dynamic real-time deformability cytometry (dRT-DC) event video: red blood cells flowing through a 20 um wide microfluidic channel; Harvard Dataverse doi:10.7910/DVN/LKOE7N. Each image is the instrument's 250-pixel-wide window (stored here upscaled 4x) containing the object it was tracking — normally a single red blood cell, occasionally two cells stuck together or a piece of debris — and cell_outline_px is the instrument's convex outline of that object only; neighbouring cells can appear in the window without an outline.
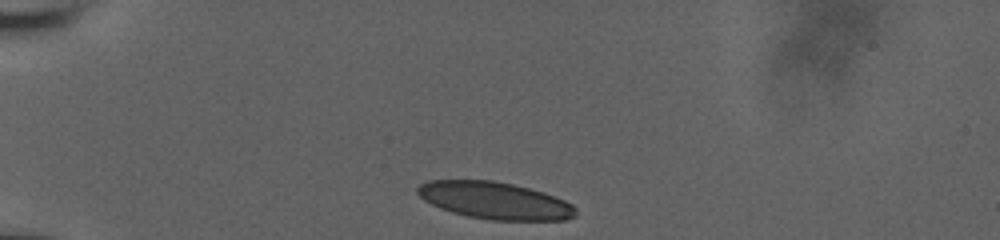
{"species": "human", "species_latin": "Homo sapiens", "temperature_condition": "room temperature", "stored_images_in_passage": 31, "camera_frame_rate_fps": 3000, "um_per_image_px": 0.085, "donor": {"sex": "male"}, "frame": {"image": 1, "passage_image": 1, "time_ms": 0.0, "image_size_px": [1000, 240], "cell_outline_px": [[576, 216], [564, 220], [492, 220], [468, 216], [452, 212], [440, 208], [424, 200], [416, 192], [416, 188], [420, 184], [428, 180], [492, 180], [512, 184], [544, 192], [564, 200], [572, 204], [576, 208]], "centroid_in_image_um": [42.05, 17.04], "position_along_channel_um": 42.9, "area_um2": 34.16}}
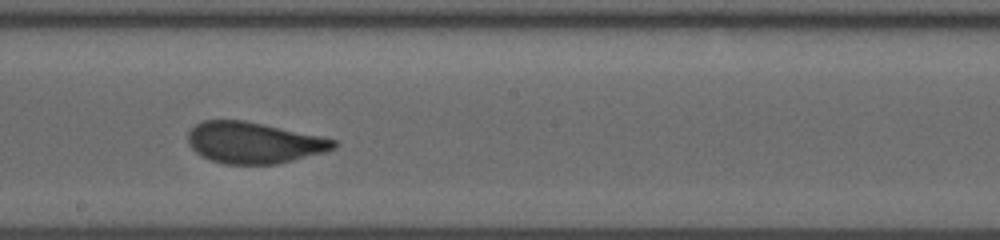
{"frame": {"image": 2, "passage_image": 18, "time_ms": 5.667, "image_size_px": [1000, 240], "cell_outline_px": [[336, 148], [324, 152], [276, 164], [224, 164], [200, 156], [188, 144], [188, 132], [196, 124], [204, 120], [244, 120], [264, 124], [320, 136], [336, 140]], "centroid_in_image_um": [21.54, 12.13], "position_along_channel_um": 226.7, "area_um2": 34.85}}
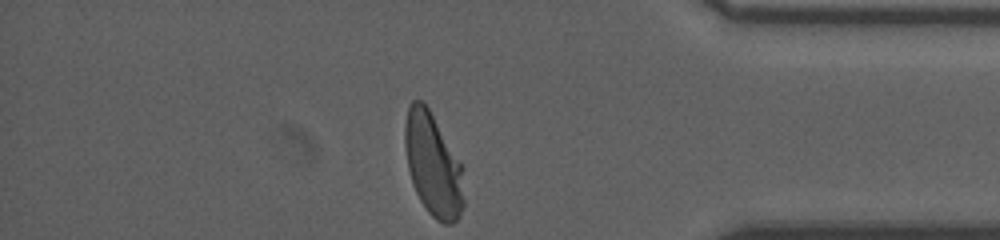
{"frame": {"image": 3, "passage_image": 31, "time_ms": 10.0, "image_size_px": [1000, 240], "cell_outline_px": [[464, 204], [460, 216], [452, 224], [444, 224], [436, 220], [428, 212], [420, 200], [412, 184], [408, 168], [404, 144], [404, 124], [408, 104], [412, 100], [420, 100], [428, 108], [464, 168]], "centroid_in_image_um": [36.81, 14.03], "position_along_channel_um": 398.4, "area_um2": 35.72}, "authors_computed_cell_mechanics": {"area_um2": 35.547, "velocity_mm_per_s": 3.8835, "shape_relaxation_time_tau1_ms": 6.7129, "shape_relaxation_time_tau2_ms": null, "deformation_change_tau1": 0.1988, "deformation_change_tau2": null}}